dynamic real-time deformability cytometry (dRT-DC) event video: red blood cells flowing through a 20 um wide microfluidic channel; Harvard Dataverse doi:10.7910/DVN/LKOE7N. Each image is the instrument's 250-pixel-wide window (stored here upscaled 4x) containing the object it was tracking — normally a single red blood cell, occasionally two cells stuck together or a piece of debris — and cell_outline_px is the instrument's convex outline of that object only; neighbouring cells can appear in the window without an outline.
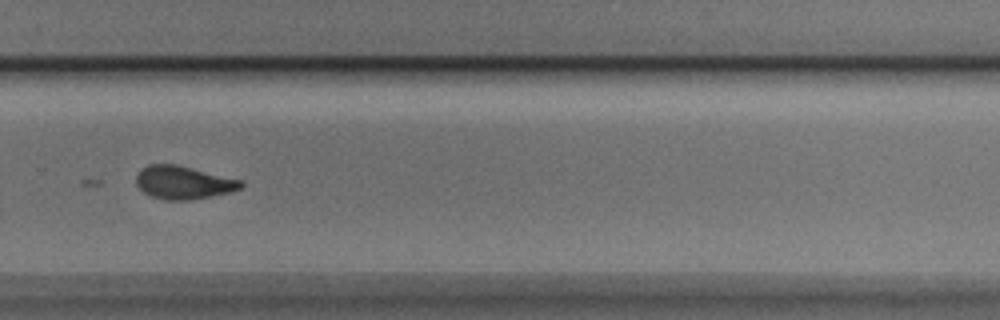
{"species": "Egyptian fruit bat (a non-hibernating species)", "species_latin": "Rousettus aegyptiacus", "temperature_condition": "cold", "stored_images_in_passage": 39, "camera_frame_rate_fps": 3000, "um_per_image_px": 0.085, "animal": {"sex": "male"}, "frame": {"image": 1, "passage_image": 22, "time_ms": 7.0, "image_size_px": [1000, 320], "cell_outline_px": [[244, 184], [240, 188], [228, 192], [212, 196], [192, 200], [164, 200], [152, 196], [144, 192], [136, 184], [136, 176], [140, 168], [148, 164], [176, 164], [244, 180]], "centroid_in_image_um": [15.58, 15.5], "position_along_channel_um": 314.2, "area_um2": 20.35}}
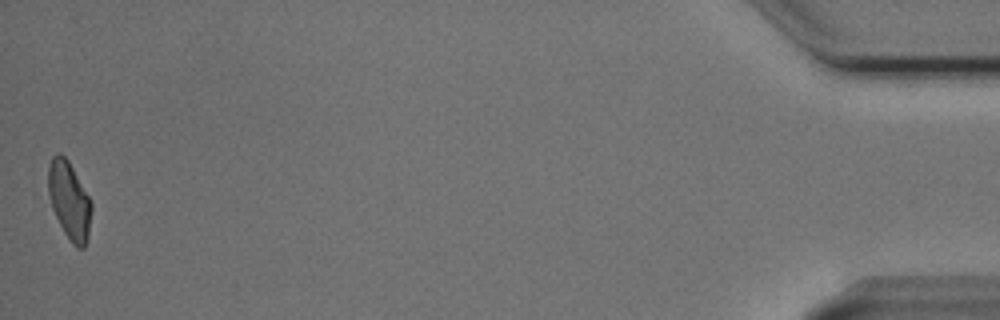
{"frame": {"image": 2, "passage_image": 39, "time_ms": 12.667, "image_size_px": [1000, 320], "cell_outline_px": [[92, 212], [88, 236], [84, 248], [76, 248], [72, 244], [64, 232], [52, 208], [48, 192], [48, 168], [52, 156], [56, 152], [60, 152], [68, 160], [88, 196], [92, 204]], "centroid_in_image_um": [5.88, 17.04], "position_along_channel_um": 429.3, "area_um2": 19.48}}